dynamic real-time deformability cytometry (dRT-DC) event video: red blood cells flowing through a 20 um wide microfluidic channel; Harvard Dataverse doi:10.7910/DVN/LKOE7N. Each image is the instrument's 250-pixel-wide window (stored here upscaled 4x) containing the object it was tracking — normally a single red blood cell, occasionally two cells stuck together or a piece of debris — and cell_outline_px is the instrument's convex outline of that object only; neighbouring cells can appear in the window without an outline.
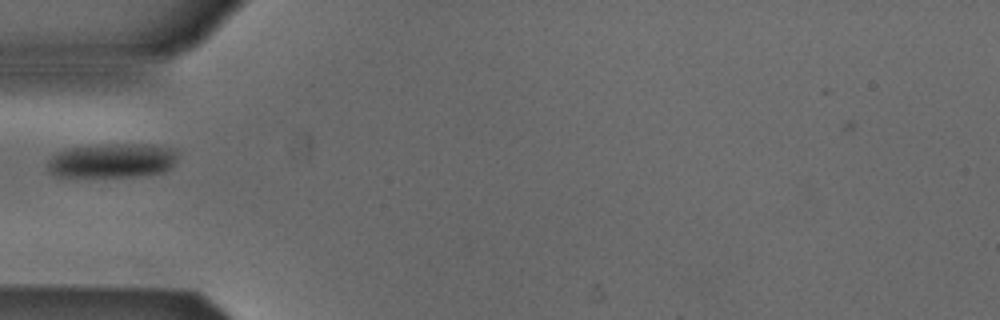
{"species": "Egyptian fruit bat (a non-hibernating species)", "species_latin": "Rousettus aegyptiacus", "temperature_condition": "cold", "stored_images_in_passage": 37, "camera_frame_rate_fps": 3000, "um_per_image_px": 0.085, "animal": {"sex": "male"}, "frame": {"image": 1, "passage_image": 1, "time_ms": 0.0, "image_size_px": [1000, 320], "cell_outline_px": [[180, 152], [172, 168], [164, 172], [136, 176], [56, 176], [48, 172], [48, 160], [56, 152], [64, 148], [100, 144], [152, 144], [176, 148]], "centroid_in_image_um": [9.58, 13.62], "position_along_channel_um": 75.4, "area_um2": 26.65}}
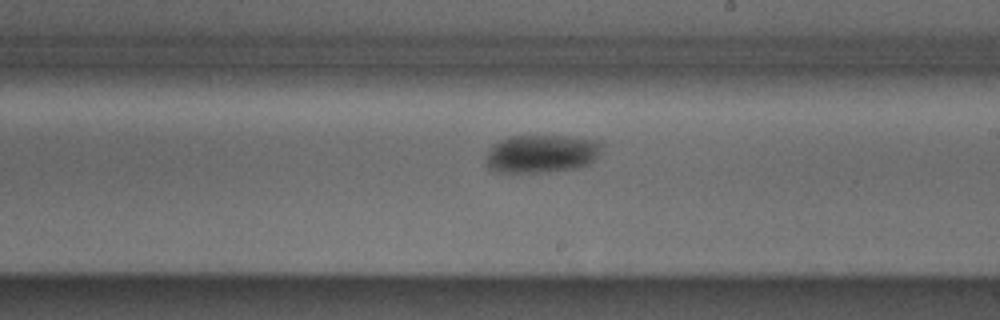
{"frame": {"image": 2, "passage_image": 14, "time_ms": 4.333, "image_size_px": [1000, 320], "cell_outline_px": [[604, 144], [596, 156], [588, 164], [580, 168], [548, 172], [496, 172], [488, 168], [488, 148], [492, 144], [508, 136], [568, 136], [600, 140]], "centroid_in_image_um": [46.05, 13.06], "position_along_channel_um": 243.0, "area_um2": 25.89}}
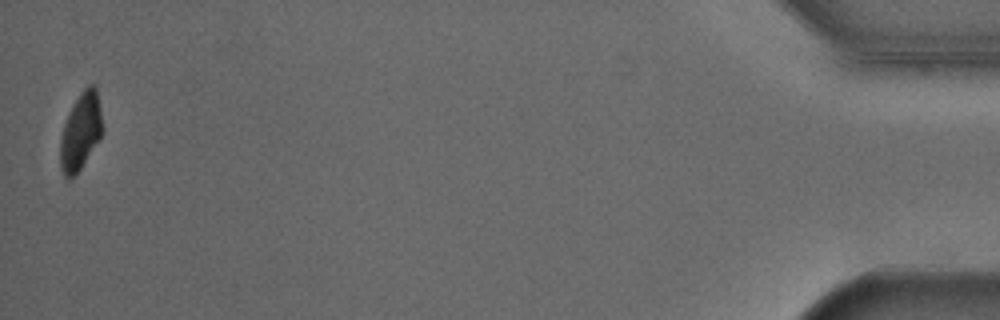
{"frame": {"image": 3, "passage_image": 36, "time_ms": 11.667, "image_size_px": [1000, 320], "cell_outline_px": [[100, 136], [80, 168], [72, 176], [64, 176], [60, 168], [60, 140], [64, 124], [72, 104], [80, 92], [88, 84], [92, 84], [96, 88], [100, 108]], "centroid_in_image_um": [6.81, 11.12], "position_along_channel_um": 428.4, "area_um2": 18.15}}